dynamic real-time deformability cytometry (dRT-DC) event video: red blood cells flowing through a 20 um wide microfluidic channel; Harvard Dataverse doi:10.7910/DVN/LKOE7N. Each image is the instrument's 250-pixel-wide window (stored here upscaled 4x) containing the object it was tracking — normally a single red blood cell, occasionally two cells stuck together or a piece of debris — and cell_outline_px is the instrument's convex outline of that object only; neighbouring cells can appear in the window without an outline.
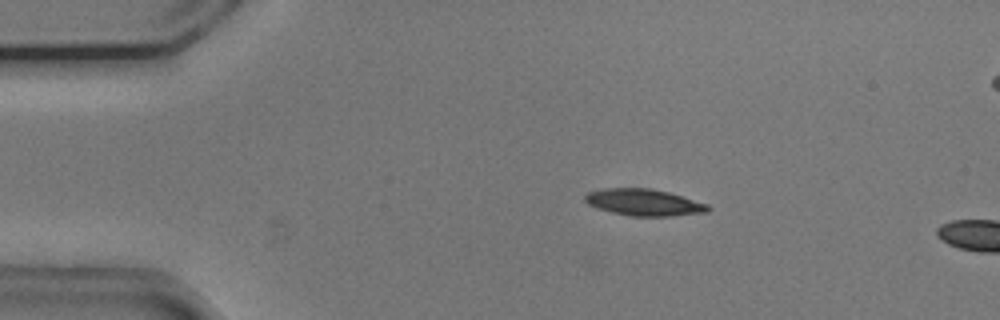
{"species": "common noctule bat (a hibernating species)", "species_latin": "Nyctalus noctula", "temperature_condition": "cold", "stored_images_in_passage": 5, "camera_frame_rate_fps": 3000, "um_per_image_px": 0.085, "animal": {"sex": "male", "body_mass_g": 20.5, "forearm_length_mm": 52.5}, "frame": {"image": 1, "passage_image": 1, "time_ms": 0.0, "image_size_px": [1000, 320], "cell_outline_px": [[712, 208], [708, 212], [672, 216], [632, 216], [612, 212], [596, 208], [588, 204], [584, 200], [584, 196], [588, 192], [604, 188], [648, 188], [668, 192], [708, 204]], "centroid_in_image_um": [54.73, 17.2], "position_along_channel_um": 30.3, "area_um2": 19.13}}